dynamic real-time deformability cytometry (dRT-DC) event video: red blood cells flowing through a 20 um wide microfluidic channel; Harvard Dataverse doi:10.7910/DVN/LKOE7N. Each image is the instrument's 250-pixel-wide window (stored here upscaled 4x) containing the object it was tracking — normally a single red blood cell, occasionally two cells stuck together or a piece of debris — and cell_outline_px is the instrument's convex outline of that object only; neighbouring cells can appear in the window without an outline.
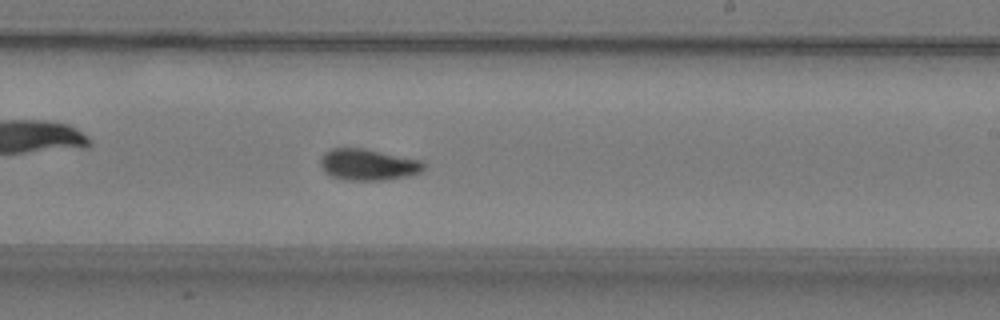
{"species": "common noctule bat (a hibernating species)", "species_latin": "Nyctalus noctula", "temperature_condition": "warm", "stored_images_in_passage": 30, "camera_frame_rate_fps": 3000, "um_per_image_px": 0.085, "animal": {"sex": "male", "body_mass_g": 19.2, "forearm_length_mm": 51.8}, "frame": {"image": 1, "passage_image": 18, "time_ms": 5.667, "image_size_px": [1000, 320], "cell_outline_px": [[424, 168], [420, 172], [408, 176], [384, 180], [348, 180], [332, 176], [324, 172], [320, 168], [320, 156], [324, 152], [332, 148], [364, 148], [420, 160], [424, 164]], "centroid_in_image_um": [31.23, 13.99], "position_along_channel_um": 257.8, "area_um2": 18.9}}
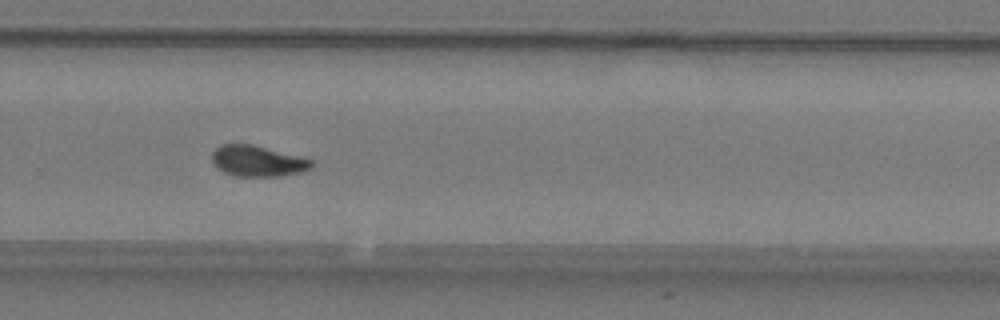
{"frame": {"image": 2, "passage_image": 22, "time_ms": 7.0, "image_size_px": [1000, 320], "cell_outline_px": [[312, 168], [300, 172], [280, 176], [236, 176], [224, 172], [212, 164], [212, 152], [220, 144], [252, 144], [300, 156], [312, 160]], "centroid_in_image_um": [21.87, 13.68], "position_along_channel_um": 307.9, "area_um2": 17.92}, "authors_computed_cell_mechanics": {"area_um2": 18.4382, "velocity_mm_per_s": 3.7882, "shape_relaxation_time_tau1_ms": 4.2854, "shape_relaxation_time_tau2_ms": 2.6082, "deformation_change_tau1": 0.1516, "deformation_change_tau2": 0.0733}}